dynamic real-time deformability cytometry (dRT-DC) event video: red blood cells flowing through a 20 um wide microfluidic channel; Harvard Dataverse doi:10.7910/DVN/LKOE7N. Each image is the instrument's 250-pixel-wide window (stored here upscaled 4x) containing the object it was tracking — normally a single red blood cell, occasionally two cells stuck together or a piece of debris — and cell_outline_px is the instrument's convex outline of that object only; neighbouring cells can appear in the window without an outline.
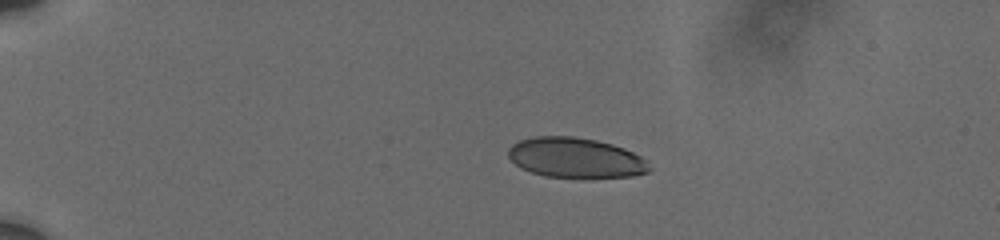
{"species": "human", "species_latin": "Homo sapiens", "temperature_condition": "cold", "stored_images_in_passage": 8, "camera_frame_rate_fps": 3000, "um_per_image_px": 0.085, "donor": {"sex": "male"}, "frame": {"image": 1, "passage_image": 4, "time_ms": 2.667, "image_size_px": [1000, 240], "cell_outline_px": [[652, 168], [648, 172], [632, 176], [544, 176], [520, 168], [508, 156], [508, 148], [512, 144], [520, 140], [536, 136], [576, 136], [596, 140], [612, 144], [624, 148], [648, 160]], "centroid_in_image_um": [48.93, 13.39], "position_along_channel_um": 36.1, "area_um2": 32.66}}
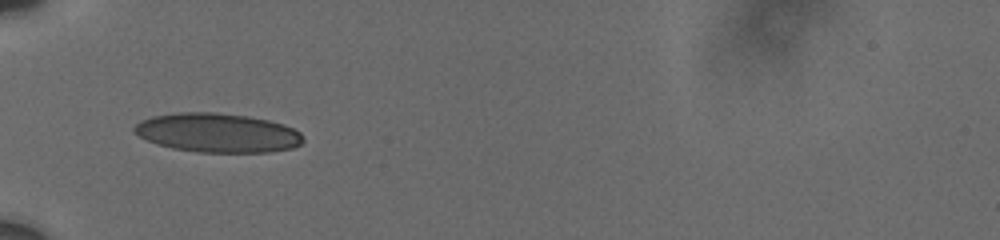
{"frame": {"image": 2, "passage_image": 7, "time_ms": 5.333, "image_size_px": [1000, 240], "cell_outline_px": [[304, 140], [300, 144], [292, 148], [268, 152], [196, 152], [172, 148], [156, 144], [140, 136], [132, 128], [140, 120], [152, 116], [180, 112], [216, 112], [248, 116], [268, 120], [284, 124], [300, 132], [304, 136]], "centroid_in_image_um": [18.5, 11.28], "position_along_channel_um": 66.5, "area_um2": 38.55}}